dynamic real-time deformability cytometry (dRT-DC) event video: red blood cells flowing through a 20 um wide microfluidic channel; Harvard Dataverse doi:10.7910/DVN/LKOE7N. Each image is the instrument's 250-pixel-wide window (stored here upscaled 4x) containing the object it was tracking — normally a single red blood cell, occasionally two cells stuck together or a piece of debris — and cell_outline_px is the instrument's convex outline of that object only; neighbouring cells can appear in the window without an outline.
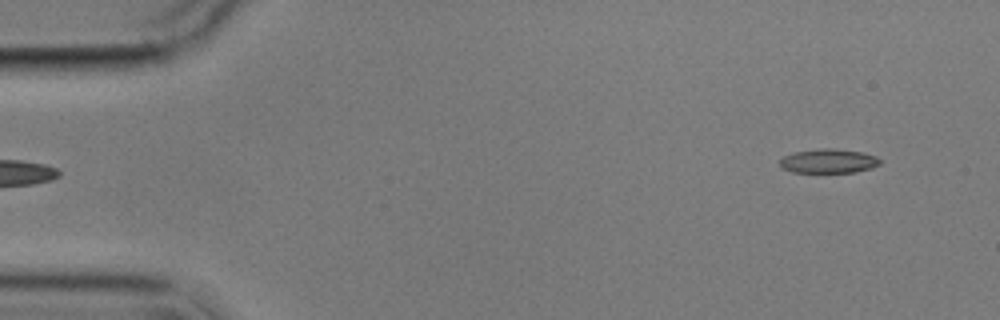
{"species": "common noctule bat (a hibernating species)", "species_latin": "Nyctalus noctula", "temperature_condition": "cold", "stored_images_in_passage": 6, "segment_of_instrument_passage": [2, 2], "camera_frame_rate_fps": 3000, "um_per_image_px": 0.085, "animal": {"sex": "male", "body_mass_g": 17.9}, "frame": {"image": 1, "passage_image": 6, "time_ms": 6.0, "image_size_px": [1000, 320], "cell_outline_px": [[880, 164], [872, 168], [856, 172], [792, 172], [780, 168], [780, 160], [784, 156], [792, 152], [820, 148], [836, 148], [864, 152], [876, 156], [880, 160]], "centroid_in_image_um": [70.42, 13.68], "position_along_channel_um": 14.6, "area_um2": 14.33}}